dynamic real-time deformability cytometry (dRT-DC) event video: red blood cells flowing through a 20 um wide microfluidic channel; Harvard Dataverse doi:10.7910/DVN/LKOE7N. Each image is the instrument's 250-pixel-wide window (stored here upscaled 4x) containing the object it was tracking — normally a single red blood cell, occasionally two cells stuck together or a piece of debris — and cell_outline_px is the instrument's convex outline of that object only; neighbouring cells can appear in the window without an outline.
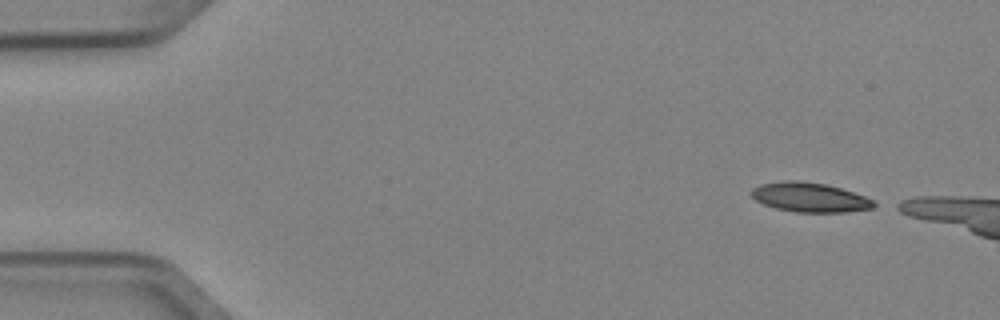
{"species": "Egyptian fruit bat (a non-hibernating species)", "species_latin": "Rousettus aegyptiacus", "temperature_condition": "cold", "stored_images_in_passage": 3, "camera_frame_rate_fps": 3000, "um_per_image_px": 0.085, "animal": {"sex": "female"}, "frame": {"image": 1, "passage_image": 1, "time_ms": 0.0, "image_size_px": [1000, 320], "cell_outline_px": [[880, 204], [872, 208], [844, 212], [796, 212], [776, 208], [764, 204], [756, 200], [748, 192], [752, 188], [760, 184], [784, 180], [796, 180], [824, 184], [840, 188], [864, 196]], "centroid_in_image_um": [68.8, 16.77], "position_along_channel_um": 16.2, "area_um2": 20.98}}